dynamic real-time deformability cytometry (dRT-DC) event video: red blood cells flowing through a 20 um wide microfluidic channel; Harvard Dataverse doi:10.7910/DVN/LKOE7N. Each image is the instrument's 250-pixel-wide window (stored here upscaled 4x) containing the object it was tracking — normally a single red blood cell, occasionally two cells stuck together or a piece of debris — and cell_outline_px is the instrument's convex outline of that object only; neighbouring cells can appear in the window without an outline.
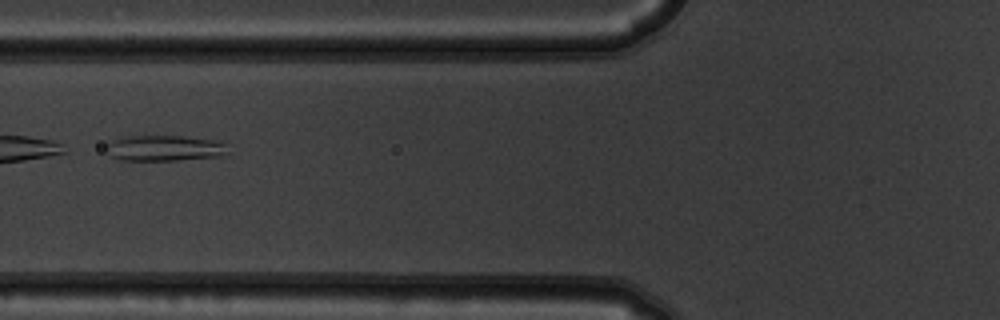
{"species": "common noctule bat (a hibernating species)", "species_latin": "Nyctalus noctula", "temperature_condition": "warm", "stored_images_in_passage": 7, "camera_frame_rate_fps": 3000, "um_per_image_px": 0.085, "animal": {"sex": "male", "body_mass_g": 19.5, "forearm_length_mm": 54.6}, "frame": {"image": 1, "passage_image": 7, "time_ms": 2.0, "image_size_px": [1000, 320], "cell_outline_px": [[228, 156], [176, 160], [120, 160], [112, 156], [104, 144], [120, 136], [184, 136], [216, 140], [228, 144]], "centroid_in_image_um": [14.04, 12.58], "position_along_channel_um": 111.8, "area_um2": 18.61}}